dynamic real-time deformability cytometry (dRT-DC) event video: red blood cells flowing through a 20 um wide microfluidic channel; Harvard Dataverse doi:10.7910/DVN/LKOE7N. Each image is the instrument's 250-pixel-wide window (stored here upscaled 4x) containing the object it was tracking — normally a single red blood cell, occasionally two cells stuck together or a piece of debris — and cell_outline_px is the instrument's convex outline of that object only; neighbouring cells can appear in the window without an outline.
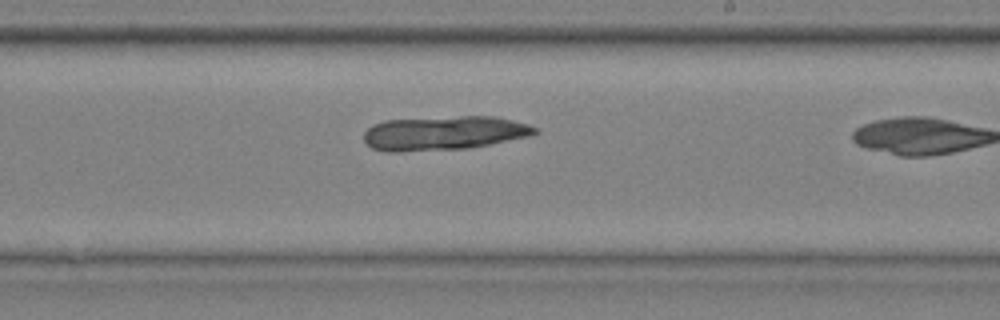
{"species": "common noctule bat (a hibernating species)", "species_latin": "Nyctalus noctula", "temperature_condition": "cold", "stored_images_in_passage": 10, "segment_of_instrument_passage": [2, 2], "camera_frame_rate_fps": 3000, "um_per_image_px": 0.085, "animal": {"sex": "male", "body_mass_g": 20.4}, "frame": {"image": 1, "passage_image": 9, "time_ms": 2.667, "image_size_px": [1000, 320], "cell_outline_px": [[540, 132], [532, 136], [468, 148], [400, 152], [388, 152], [372, 148], [364, 144], [364, 132], [372, 124], [384, 120], [460, 116], [496, 116], [528, 124], [536, 128]], "centroid_in_image_um": [37.72, 11.31], "position_along_channel_um": 251.3, "area_um2": 34.33}}